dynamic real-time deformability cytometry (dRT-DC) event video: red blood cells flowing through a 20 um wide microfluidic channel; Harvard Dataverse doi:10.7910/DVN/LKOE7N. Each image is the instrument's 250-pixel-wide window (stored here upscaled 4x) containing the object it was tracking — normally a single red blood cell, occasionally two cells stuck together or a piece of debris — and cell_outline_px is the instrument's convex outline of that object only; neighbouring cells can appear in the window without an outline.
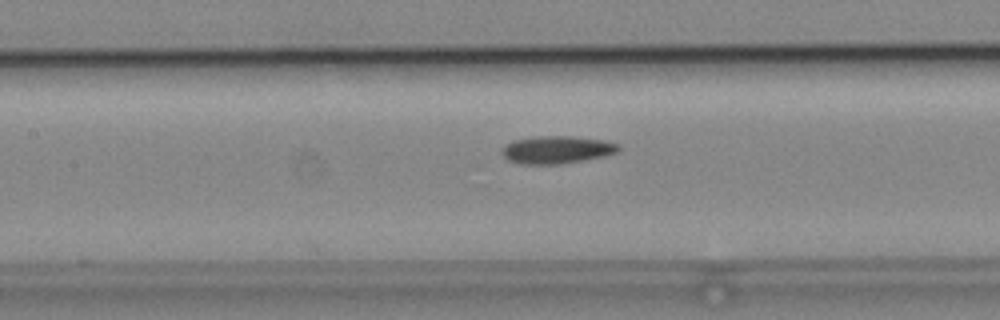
{"species": "common noctule bat (a hibernating species)", "species_latin": "Nyctalus noctula", "temperature_condition": "cold", "stored_images_in_passage": 14, "camera_frame_rate_fps": 3000, "um_per_image_px": 0.085, "animal": {"sex": "male", "body_mass_g": 19.2, "forearm_length_mm": 51.8}, "frame": {"image": 1, "passage_image": 8, "time_ms": 2.333, "image_size_px": [1000, 320], "cell_outline_px": [[620, 148], [616, 152], [604, 156], [584, 160], [560, 164], [520, 164], [508, 160], [500, 152], [500, 148], [504, 144], [512, 140], [540, 136], [572, 136], [604, 140], [620, 144]], "centroid_in_image_um": [47.29, 12.72], "position_along_channel_um": 160.1, "area_um2": 18.96}}
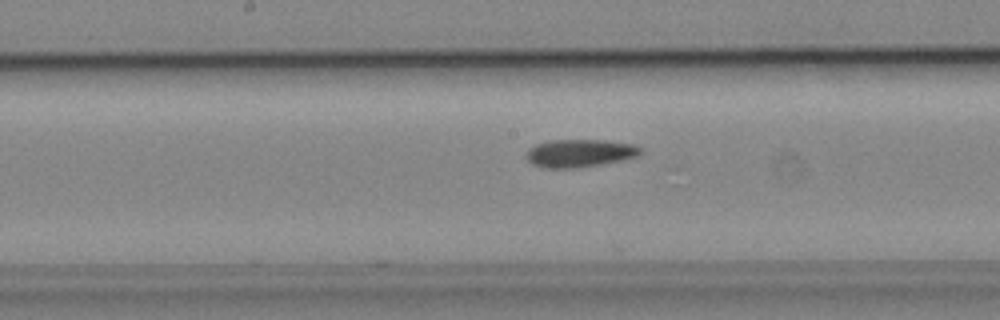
{"frame": {"image": 2, "passage_image": 11, "time_ms": 3.333, "image_size_px": [1000, 320], "cell_outline_px": [[644, 152], [640, 156], [580, 168], [544, 168], [532, 164], [528, 160], [528, 148], [536, 144], [548, 140], [604, 140], [632, 144], [644, 148]], "centroid_in_image_um": [49.32, 13.02], "position_along_channel_um": 198.9, "area_um2": 18.67}}